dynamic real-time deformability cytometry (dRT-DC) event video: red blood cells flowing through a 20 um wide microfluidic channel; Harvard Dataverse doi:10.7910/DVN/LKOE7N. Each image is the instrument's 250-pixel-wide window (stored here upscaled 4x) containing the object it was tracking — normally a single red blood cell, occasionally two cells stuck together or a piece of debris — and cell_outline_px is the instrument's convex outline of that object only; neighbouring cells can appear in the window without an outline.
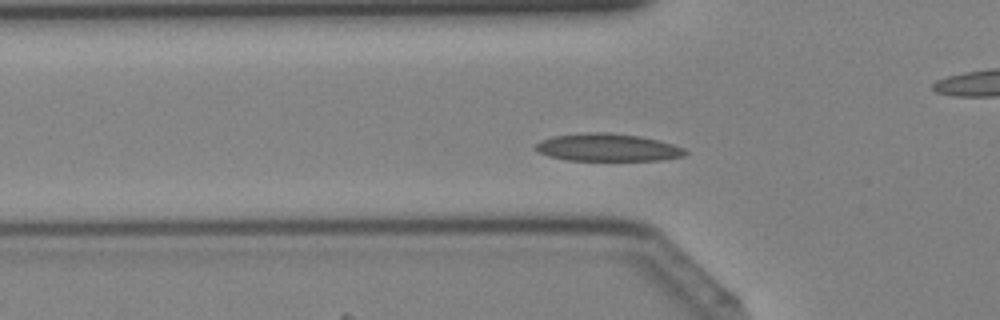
{"species": "Egyptian fruit bat (a non-hibernating species)", "species_latin": "Rousettus aegyptiacus", "temperature_condition": "cold", "stored_images_in_passage": 40, "camera_frame_rate_fps": 3000, "um_per_image_px": 0.085, "animal": {"sex": "female"}, "frame": {"image": 1, "passage_image": 11, "time_ms": 3.333, "image_size_px": [1000, 320], "cell_outline_px": [[688, 152], [684, 156], [660, 160], [568, 160], [548, 156], [532, 148], [540, 140], [552, 136], [584, 132], [608, 132], [640, 136], [672, 144], [684, 148]], "centroid_in_image_um": [51.61, 12.53], "position_along_channel_um": 74.2, "area_um2": 24.1}}
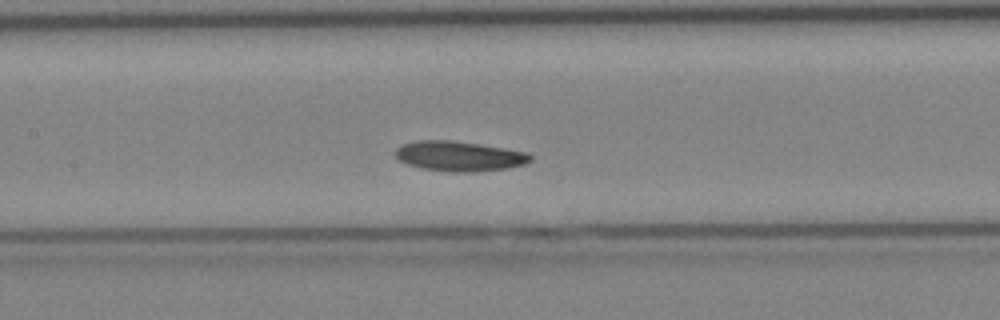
{"frame": {"image": 2, "passage_image": 17, "time_ms": 5.333, "image_size_px": [1000, 320], "cell_outline_px": [[532, 160], [524, 164], [508, 168], [472, 172], [448, 172], [420, 168], [408, 164], [400, 160], [396, 156], [396, 148], [404, 144], [416, 140], [448, 140], [504, 148], [528, 152], [532, 156]], "centroid_in_image_um": [39.04, 13.28], "position_along_channel_um": 168.4, "area_um2": 23.47}}
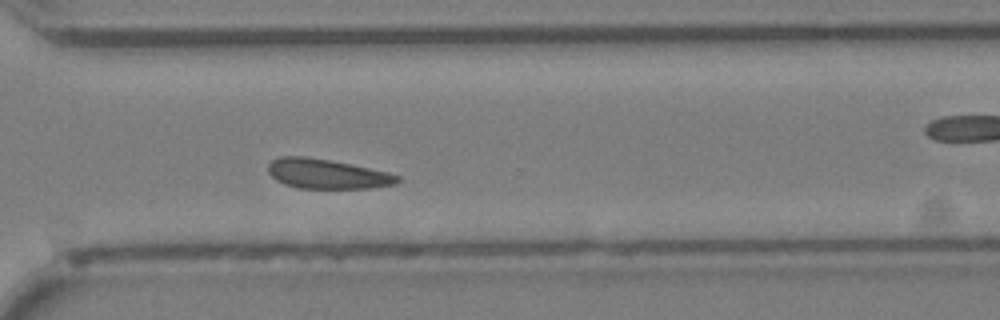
{"frame": {"image": 3, "passage_image": 28, "time_ms": 9.0, "image_size_px": [1000, 320], "cell_outline_px": [[400, 180], [396, 184], [368, 188], [300, 188], [284, 184], [276, 180], [268, 172], [268, 164], [272, 160], [280, 156], [304, 156], [328, 160], [388, 172], [400, 176]], "centroid_in_image_um": [27.77, 14.78], "position_along_channel_um": 342.8, "area_um2": 22.14}}